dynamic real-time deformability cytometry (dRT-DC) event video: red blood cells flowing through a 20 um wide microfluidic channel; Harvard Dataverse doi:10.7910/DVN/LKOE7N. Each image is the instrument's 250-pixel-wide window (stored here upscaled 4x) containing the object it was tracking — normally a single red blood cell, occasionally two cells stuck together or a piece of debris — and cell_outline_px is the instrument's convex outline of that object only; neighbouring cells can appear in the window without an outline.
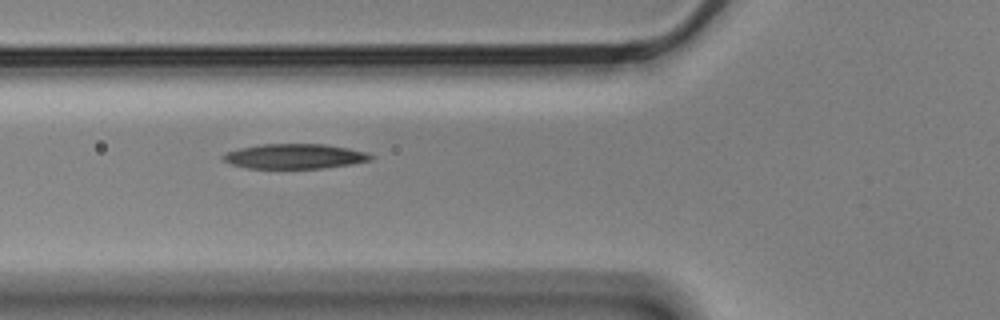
{"species": "Egyptian fruit bat (a non-hibernating species)", "species_latin": "Rousettus aegyptiacus", "temperature_condition": "cold", "stored_images_in_passage": 5, "camera_frame_rate_fps": 3000, "um_per_image_px": 0.085, "animal": {"sex": "male"}, "frame": {"image": 1, "passage_image": 4, "time_ms": 1.0, "image_size_px": [1000, 320], "cell_outline_px": [[376, 156], [372, 160], [352, 164], [324, 168], [248, 168], [232, 164], [224, 160], [220, 156], [224, 152], [240, 148], [260, 144], [324, 144], [348, 148], [368, 152]], "centroid_in_image_um": [25.08, 13.28], "position_along_channel_um": 100.7, "area_um2": 21.56}}
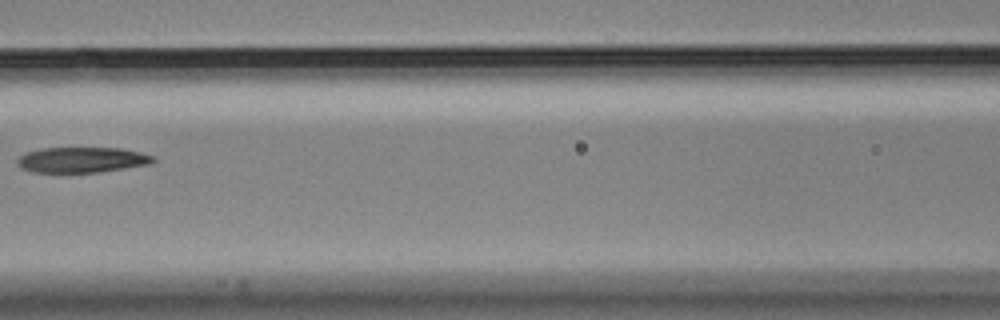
{"frame": {"image": 2, "passage_image": 5, "time_ms": 1.333, "image_size_px": [1000, 320], "cell_outline_px": [[156, 160], [152, 164], [100, 172], [32, 172], [20, 168], [16, 164], [16, 160], [24, 152], [40, 148], [120, 148], [140, 152], [156, 156]], "centroid_in_image_um": [6.96, 13.58], "position_along_channel_um": 159.6, "area_um2": 20.46}}